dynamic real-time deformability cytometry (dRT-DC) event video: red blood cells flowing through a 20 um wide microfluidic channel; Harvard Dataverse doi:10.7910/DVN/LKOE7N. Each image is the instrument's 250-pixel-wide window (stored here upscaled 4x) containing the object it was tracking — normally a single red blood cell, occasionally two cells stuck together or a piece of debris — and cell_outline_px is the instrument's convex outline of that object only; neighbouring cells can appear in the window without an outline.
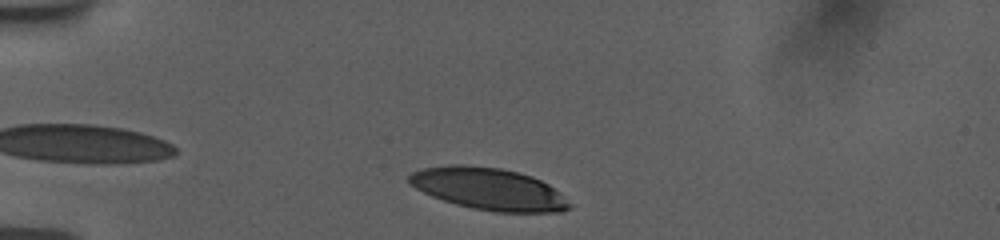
{"species": "human", "species_latin": "Homo sapiens", "temperature_condition": "room temperature", "stored_images_in_passage": 36, "camera_frame_rate_fps": 3000, "um_per_image_px": 0.085, "donor": {"sex": "female"}, "frame": {"image": 1, "passage_image": 2, "time_ms": 0.333, "image_size_px": [1000, 240], "cell_outline_px": [[572, 208], [560, 212], [496, 212], [472, 208], [456, 204], [432, 196], [408, 184], [404, 180], [412, 172], [424, 168], [452, 164], [460, 164], [500, 168], [532, 176], [548, 184]], "centroid_in_image_um": [41.46, 16.05], "position_along_channel_um": 43.5, "area_um2": 38.84}}
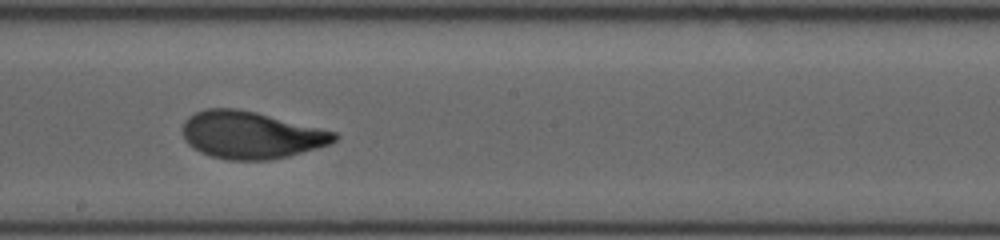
{"frame": {"image": 2, "passage_image": 20, "time_ms": 6.333, "image_size_px": [1000, 240], "cell_outline_px": [[340, 136], [332, 144], [288, 156], [268, 160], [228, 160], [212, 156], [200, 152], [188, 144], [184, 140], [184, 120], [188, 116], [204, 108], [236, 108], [256, 112], [336, 132]], "centroid_in_image_um": [21.34, 11.47], "position_along_channel_um": 226.9, "area_um2": 41.79}}
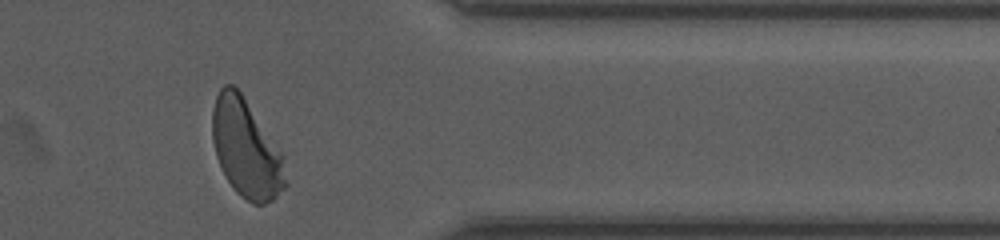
{"frame": {"image": 3, "passage_image": 34, "time_ms": 11.0, "image_size_px": [1000, 240], "cell_outline_px": [[288, 184], [272, 200], [264, 204], [252, 204], [240, 196], [236, 192], [228, 180], [216, 156], [212, 140], [212, 108], [216, 96], [220, 88], [224, 84], [232, 84], [240, 92], [284, 152]], "centroid_in_image_um": [20.96, 12.63], "position_along_channel_um": 390.4, "area_um2": 42.43}, "authors_computed_cell_mechanics": {"area_um2": 41.5582, "velocity_mm_per_s": 3.7456, "shape_relaxation_time_tau1_ms": 2.7109, "shape_relaxation_time_tau2_ms": null, "deformation_change_tau1": 0.1804, "deformation_change_tau2": null}}